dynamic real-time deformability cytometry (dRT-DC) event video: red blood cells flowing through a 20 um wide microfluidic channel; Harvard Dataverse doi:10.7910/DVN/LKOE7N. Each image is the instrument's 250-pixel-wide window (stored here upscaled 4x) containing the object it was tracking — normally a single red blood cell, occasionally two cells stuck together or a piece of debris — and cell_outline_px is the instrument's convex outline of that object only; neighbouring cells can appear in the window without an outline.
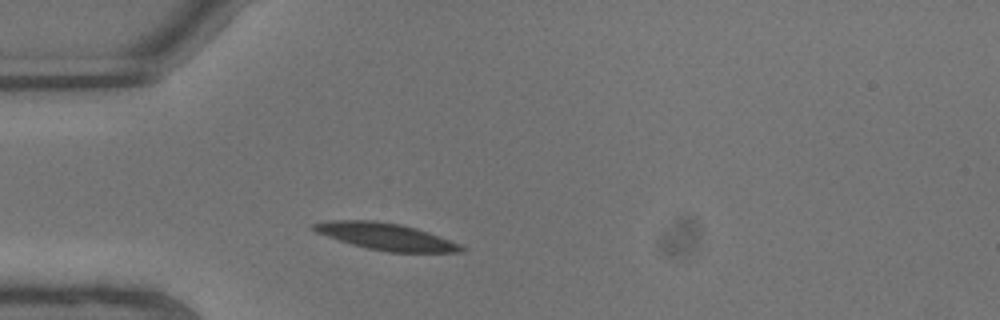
{"species": "common noctule bat (a hibernating species)", "species_latin": "Nyctalus noctula", "temperature_condition": "warm", "stored_images_in_passage": 4, "camera_frame_rate_fps": 3000, "um_per_image_px": 0.085, "animal": {"sex": "male", "body_mass_g": 13.3}, "frame": {"image": 1, "passage_image": 1, "time_ms": 0.0, "image_size_px": [1000, 320], "cell_outline_px": [[464, 252], [388, 252], [368, 248], [352, 244], [316, 232], [308, 228], [312, 224], [328, 220], [376, 220], [400, 224], [416, 228], [428, 232], [460, 244], [464, 248]], "centroid_in_image_um": [32.77, 20.09], "position_along_channel_um": 52.2, "area_um2": 22.95}}
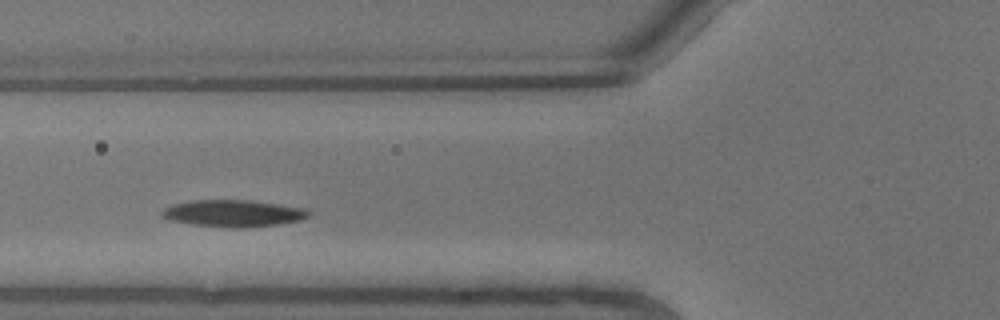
{"frame": {"image": 2, "passage_image": 3, "time_ms": 0.667, "image_size_px": [1000, 320], "cell_outline_px": [[312, 212], [308, 216], [300, 220], [276, 224], [244, 228], [232, 228], [192, 224], [168, 220], [160, 216], [160, 212], [164, 208], [172, 204], [196, 200], [252, 200], [304, 208]], "centroid_in_image_um": [19.79, 18.13], "position_along_channel_um": 106.0, "area_um2": 23.0}}
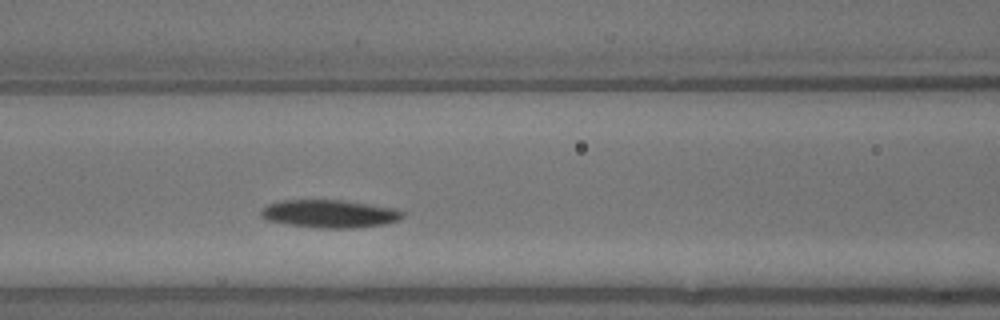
{"frame": {"image": 3, "passage_image": 4, "time_ms": 1.0, "image_size_px": [1000, 320], "cell_outline_px": [[404, 216], [400, 220], [384, 224], [356, 228], [320, 228], [284, 224], [264, 220], [260, 216], [260, 208], [268, 204], [280, 200], [344, 200], [396, 208], [404, 212]], "centroid_in_image_um": [27.98, 18.17], "position_along_channel_um": 138.6, "area_um2": 23.47}}